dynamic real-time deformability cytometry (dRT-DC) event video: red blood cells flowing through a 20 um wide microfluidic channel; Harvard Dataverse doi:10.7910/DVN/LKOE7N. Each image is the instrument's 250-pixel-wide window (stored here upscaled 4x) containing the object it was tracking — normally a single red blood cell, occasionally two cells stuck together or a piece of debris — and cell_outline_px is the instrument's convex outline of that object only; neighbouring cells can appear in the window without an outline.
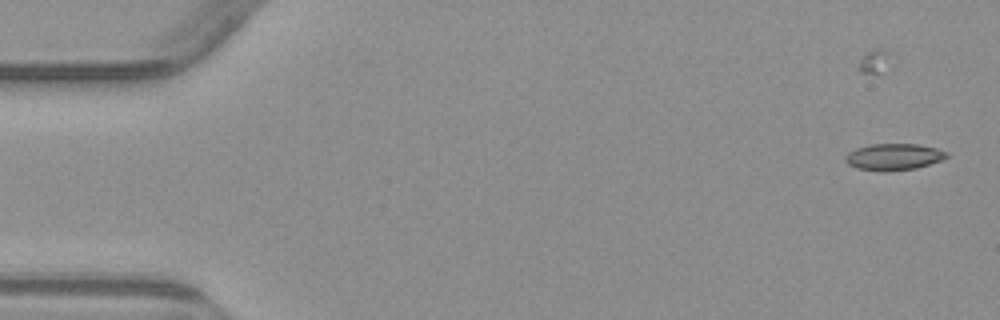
{"species": "common noctule bat (a hibernating species)", "species_latin": "Nyctalus noctula", "temperature_condition": "warm", "stored_images_in_passage": 7, "camera_frame_rate_fps": 3000, "um_per_image_px": 0.085, "animal": {"sex": "male", "body_mass_g": 23.1, "forearm_length_mm": 52.7}, "frame": {"image": 1, "passage_image": 2, "time_ms": 1.0, "image_size_px": [1000, 320], "cell_outline_px": [[948, 156], [940, 160], [916, 168], [884, 172], [856, 168], [848, 164], [844, 160], [844, 156], [848, 152], [856, 148], [868, 144], [920, 144], [936, 148], [948, 152]], "centroid_in_image_um": [75.92, 13.33], "position_along_channel_um": 9.1, "area_um2": 15.78}}
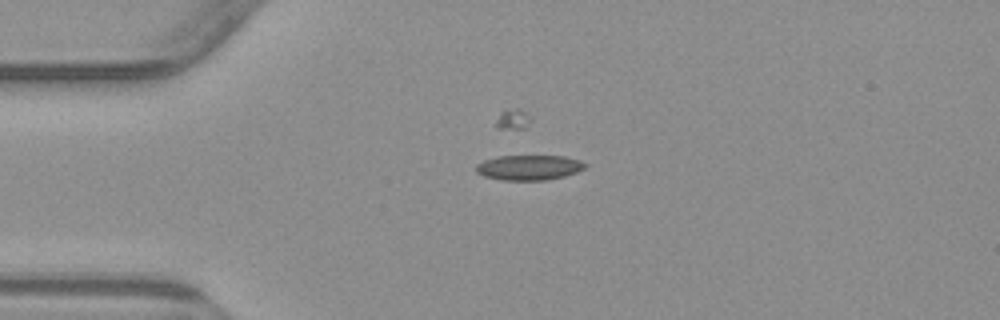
{"frame": {"image": 2, "passage_image": 5, "time_ms": 4.667, "image_size_px": [1000, 320], "cell_outline_px": [[588, 164], [584, 168], [576, 172], [564, 176], [544, 180], [504, 180], [484, 176], [476, 172], [476, 164], [484, 160], [496, 156], [564, 156], [580, 160]], "centroid_in_image_um": [44.96, 14.23], "position_along_channel_um": 40.0, "area_um2": 15.9}}